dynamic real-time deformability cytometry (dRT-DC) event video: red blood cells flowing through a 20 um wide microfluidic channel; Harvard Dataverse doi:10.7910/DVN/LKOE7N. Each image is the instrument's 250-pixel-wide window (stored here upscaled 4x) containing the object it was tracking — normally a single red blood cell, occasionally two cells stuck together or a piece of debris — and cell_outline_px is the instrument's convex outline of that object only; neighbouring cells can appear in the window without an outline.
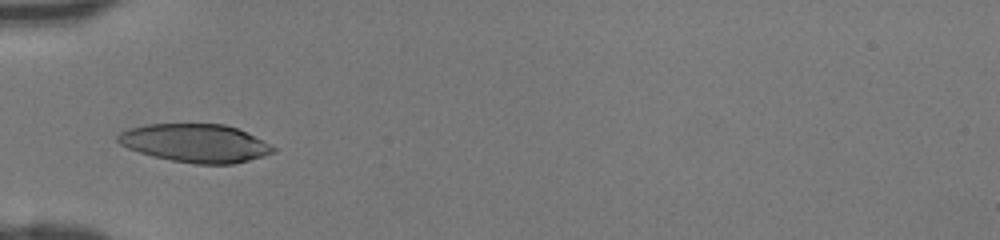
{"species": "human", "species_latin": "Homo sapiens", "temperature_condition": "room temperature", "stored_images_in_passage": 31, "camera_frame_rate_fps": 3000, "um_per_image_px": 0.085, "donor": {"sex": "female"}, "frame": {"image": 1, "passage_image": 1, "time_ms": 0.0, "image_size_px": [1000, 240], "cell_outline_px": [[276, 152], [264, 156], [232, 164], [196, 164], [172, 160], [152, 156], [128, 148], [120, 144], [116, 140], [116, 136], [120, 132], [128, 128], [144, 124], [224, 124], [236, 128], [276, 148]], "centroid_in_image_um": [16.55, 12.16], "position_along_channel_um": 68.4, "area_um2": 34.39}}
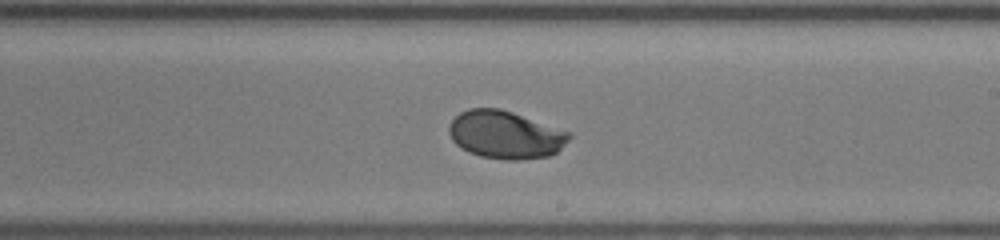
{"frame": {"image": 2, "passage_image": 13, "time_ms": 4.0, "image_size_px": [1000, 240], "cell_outline_px": [[572, 136], [556, 152], [548, 156], [520, 160], [504, 160], [480, 156], [468, 152], [456, 144], [452, 140], [448, 132], [448, 124], [460, 112], [468, 108], [500, 108], [572, 132]], "centroid_in_image_um": [42.94, 11.45], "position_along_channel_um": 246.1, "area_um2": 33.64}}
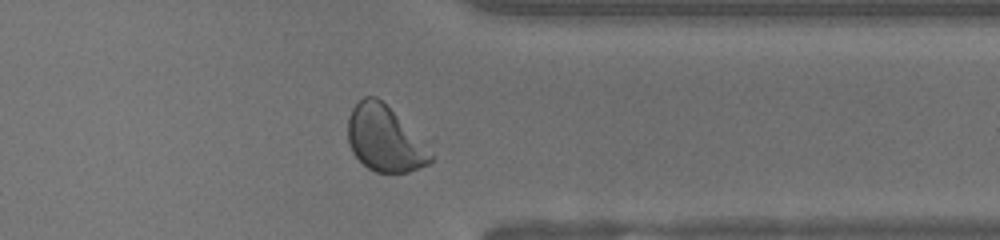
{"frame": {"image": 3, "passage_image": 22, "time_ms": 7.0, "image_size_px": [1000, 240], "cell_outline_px": [[436, 156], [428, 164], [420, 168], [408, 172], [376, 172], [368, 168], [352, 152], [348, 140], [348, 116], [352, 108], [364, 96], [376, 96], [436, 136]], "centroid_in_image_um": [33.0, 11.73], "position_along_channel_um": 378.4, "area_um2": 35.2}}